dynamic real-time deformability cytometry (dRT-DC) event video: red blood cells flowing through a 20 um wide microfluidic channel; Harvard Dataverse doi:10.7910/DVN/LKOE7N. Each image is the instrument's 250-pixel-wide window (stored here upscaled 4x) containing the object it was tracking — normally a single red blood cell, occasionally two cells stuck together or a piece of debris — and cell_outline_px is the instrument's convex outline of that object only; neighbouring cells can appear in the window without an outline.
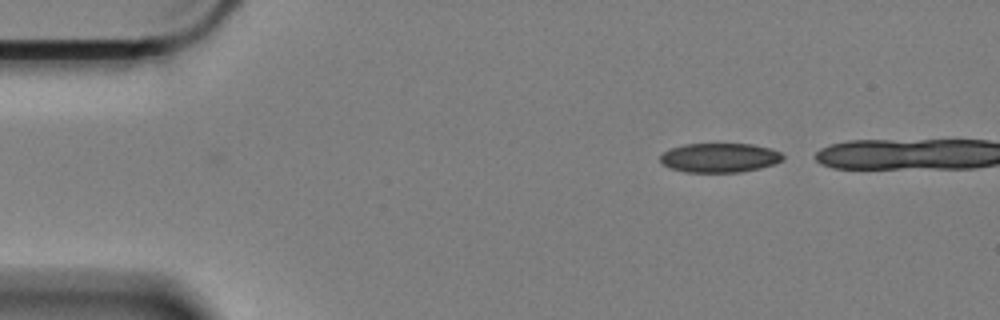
{"species": "Egyptian fruit bat (a non-hibernating species)", "species_latin": "Rousettus aegyptiacus", "temperature_condition": "cold", "stored_images_in_passage": 14, "camera_frame_rate_fps": 3000, "um_per_image_px": 0.085, "animal": {"sex": "female"}, "frame": {"image": 1, "passage_image": 1, "time_ms": 0.0, "image_size_px": [1000, 320], "cell_outline_px": [[784, 160], [776, 164], [760, 168], [740, 172], [684, 172], [672, 168], [664, 164], [660, 160], [660, 156], [664, 152], [672, 148], [684, 144], [752, 144], [768, 148], [780, 152], [784, 156]], "centroid_in_image_um": [61.2, 13.41], "position_along_channel_um": 23.8, "area_um2": 20.87}}
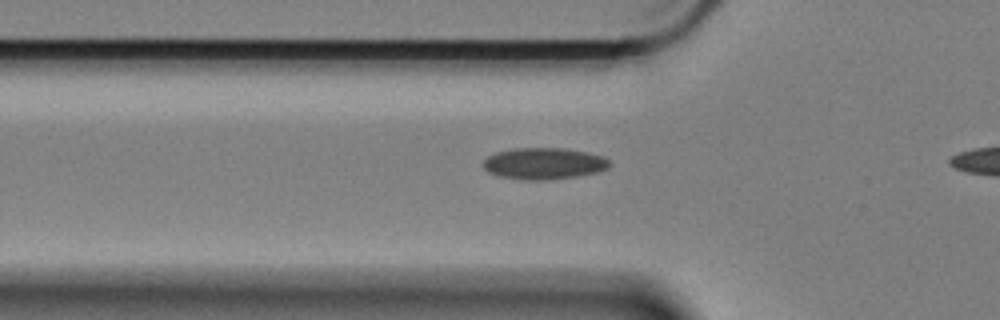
{"frame": {"image": 2, "passage_image": 12, "time_ms": 3.667, "image_size_px": [1000, 320], "cell_outline_px": [[608, 168], [596, 172], [576, 176], [540, 180], [528, 180], [500, 176], [488, 172], [480, 164], [488, 156], [496, 152], [516, 148], [564, 148], [588, 152], [600, 156], [608, 160]], "centroid_in_image_um": [46.17, 13.89], "position_along_channel_um": 79.6, "area_um2": 22.95}}